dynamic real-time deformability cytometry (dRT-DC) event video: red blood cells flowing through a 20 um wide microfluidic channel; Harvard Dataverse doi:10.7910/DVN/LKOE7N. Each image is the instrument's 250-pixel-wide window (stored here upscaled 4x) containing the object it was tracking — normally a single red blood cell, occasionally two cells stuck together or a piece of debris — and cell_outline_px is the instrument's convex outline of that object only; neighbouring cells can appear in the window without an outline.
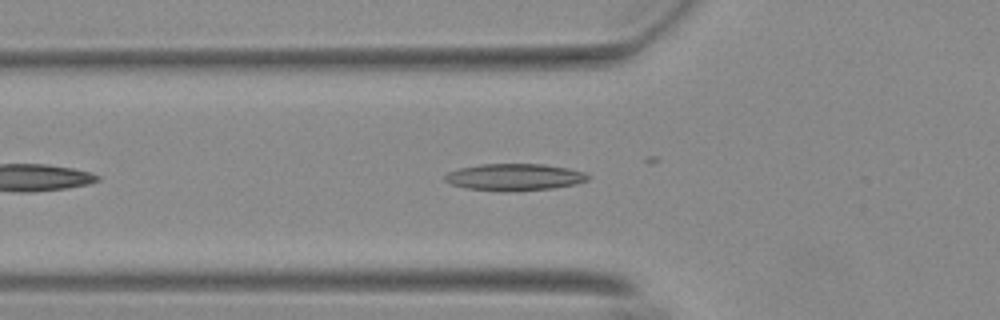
{"species": "Egyptian fruit bat (a non-hibernating species)", "species_latin": "Rousettus aegyptiacus", "temperature_condition": "warm", "stored_images_in_passage": 30, "camera_frame_rate_fps": 3000, "um_per_image_px": 0.085, "animal": {"sex": "female"}, "frame": {"image": 1, "passage_image": 7, "time_ms": 2.0, "image_size_px": [1000, 320], "cell_outline_px": [[592, 176], [588, 180], [576, 184], [556, 188], [508, 192], [464, 188], [452, 184], [444, 180], [444, 176], [448, 172], [460, 168], [480, 164], [540, 164], [568, 168], [584, 172]], "centroid_in_image_um": [43.75, 15.06], "position_along_channel_um": 82.0, "area_um2": 22.6}}
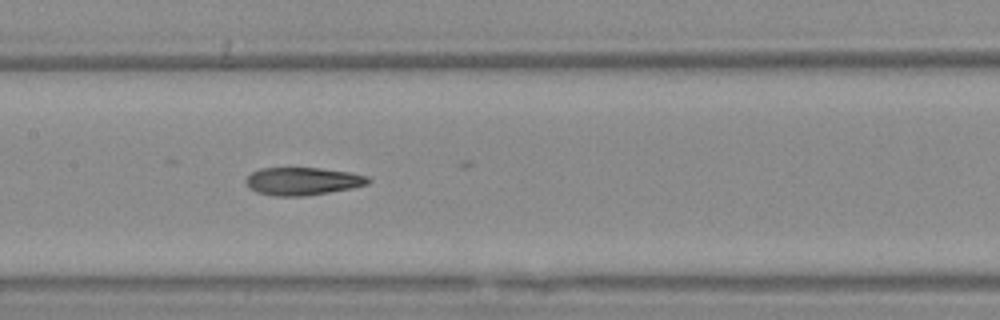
{"frame": {"image": 2, "passage_image": 15, "time_ms": 4.667, "image_size_px": [1000, 320], "cell_outline_px": [[372, 180], [368, 184], [352, 188], [304, 196], [272, 196], [256, 192], [248, 188], [244, 180], [252, 172], [260, 168], [320, 168], [348, 172], [368, 176]], "centroid_in_image_um": [25.7, 15.41], "position_along_channel_um": 181.7, "area_um2": 19.88}}
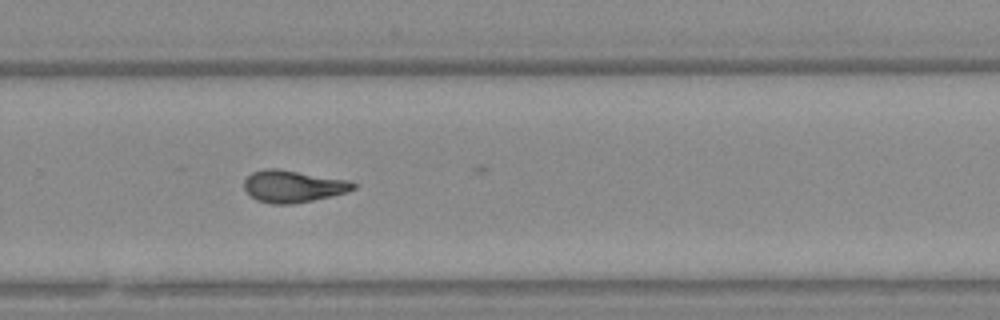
{"frame": {"image": 3, "passage_image": 25, "time_ms": 8.0, "image_size_px": [1000, 320], "cell_outline_px": [[356, 188], [348, 192], [312, 200], [292, 204], [272, 204], [256, 200], [244, 188], [244, 180], [252, 172], [264, 168], [276, 168], [348, 180], [356, 184]], "centroid_in_image_um": [24.9, 15.83], "position_along_channel_um": 304.9, "area_um2": 20.29}}